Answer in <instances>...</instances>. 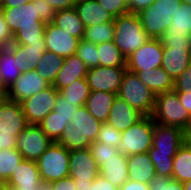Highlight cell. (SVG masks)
Segmentation results:
<instances>
[{"mask_svg": "<svg viewBox=\"0 0 191 190\" xmlns=\"http://www.w3.org/2000/svg\"><path fill=\"white\" fill-rule=\"evenodd\" d=\"M5 21L13 33V43L41 44L46 23L41 21L37 0L15 7H0Z\"/></svg>", "mask_w": 191, "mask_h": 190, "instance_id": "6da1fadb", "label": "cell"}, {"mask_svg": "<svg viewBox=\"0 0 191 190\" xmlns=\"http://www.w3.org/2000/svg\"><path fill=\"white\" fill-rule=\"evenodd\" d=\"M101 124L85 106H80L56 142L70 151L90 148L98 137Z\"/></svg>", "mask_w": 191, "mask_h": 190, "instance_id": "7a4b0ae2", "label": "cell"}, {"mask_svg": "<svg viewBox=\"0 0 191 190\" xmlns=\"http://www.w3.org/2000/svg\"><path fill=\"white\" fill-rule=\"evenodd\" d=\"M113 22V42L126 58L150 39L135 13L120 15Z\"/></svg>", "mask_w": 191, "mask_h": 190, "instance_id": "3957f363", "label": "cell"}, {"mask_svg": "<svg viewBox=\"0 0 191 190\" xmlns=\"http://www.w3.org/2000/svg\"><path fill=\"white\" fill-rule=\"evenodd\" d=\"M181 3L182 0H155L149 7L137 13L149 38H162Z\"/></svg>", "mask_w": 191, "mask_h": 190, "instance_id": "277c9868", "label": "cell"}, {"mask_svg": "<svg viewBox=\"0 0 191 190\" xmlns=\"http://www.w3.org/2000/svg\"><path fill=\"white\" fill-rule=\"evenodd\" d=\"M117 96L144 116H151L156 94L137 76L126 69Z\"/></svg>", "mask_w": 191, "mask_h": 190, "instance_id": "5b68a950", "label": "cell"}, {"mask_svg": "<svg viewBox=\"0 0 191 190\" xmlns=\"http://www.w3.org/2000/svg\"><path fill=\"white\" fill-rule=\"evenodd\" d=\"M190 114L181 104L177 92L173 89L156 95L151 118L155 123L175 126L184 131Z\"/></svg>", "mask_w": 191, "mask_h": 190, "instance_id": "8992f818", "label": "cell"}, {"mask_svg": "<svg viewBox=\"0 0 191 190\" xmlns=\"http://www.w3.org/2000/svg\"><path fill=\"white\" fill-rule=\"evenodd\" d=\"M154 125L151 116H143L134 125L122 131L119 152L126 156L147 153L152 146Z\"/></svg>", "mask_w": 191, "mask_h": 190, "instance_id": "52a82bcc", "label": "cell"}, {"mask_svg": "<svg viewBox=\"0 0 191 190\" xmlns=\"http://www.w3.org/2000/svg\"><path fill=\"white\" fill-rule=\"evenodd\" d=\"M70 150L52 142L36 161L41 179L51 183L69 176Z\"/></svg>", "mask_w": 191, "mask_h": 190, "instance_id": "ba28073f", "label": "cell"}, {"mask_svg": "<svg viewBox=\"0 0 191 190\" xmlns=\"http://www.w3.org/2000/svg\"><path fill=\"white\" fill-rule=\"evenodd\" d=\"M58 90L49 86L33 96L20 102L24 116L29 125H38L55 107Z\"/></svg>", "mask_w": 191, "mask_h": 190, "instance_id": "9c48e42d", "label": "cell"}, {"mask_svg": "<svg viewBox=\"0 0 191 190\" xmlns=\"http://www.w3.org/2000/svg\"><path fill=\"white\" fill-rule=\"evenodd\" d=\"M163 44L161 39H148L135 52L126 58V69L137 73L141 70L149 71L161 67Z\"/></svg>", "mask_w": 191, "mask_h": 190, "instance_id": "30bf717a", "label": "cell"}, {"mask_svg": "<svg viewBox=\"0 0 191 190\" xmlns=\"http://www.w3.org/2000/svg\"><path fill=\"white\" fill-rule=\"evenodd\" d=\"M52 142L38 125H28L17 135L16 149L23 159L37 161Z\"/></svg>", "mask_w": 191, "mask_h": 190, "instance_id": "8fae6325", "label": "cell"}, {"mask_svg": "<svg viewBox=\"0 0 191 190\" xmlns=\"http://www.w3.org/2000/svg\"><path fill=\"white\" fill-rule=\"evenodd\" d=\"M126 67L98 66L90 68L86 79L91 91H106L117 94Z\"/></svg>", "mask_w": 191, "mask_h": 190, "instance_id": "7c38bea8", "label": "cell"}, {"mask_svg": "<svg viewBox=\"0 0 191 190\" xmlns=\"http://www.w3.org/2000/svg\"><path fill=\"white\" fill-rule=\"evenodd\" d=\"M49 86L36 70H26L9 87L7 99L20 103Z\"/></svg>", "mask_w": 191, "mask_h": 190, "instance_id": "4fadbf2b", "label": "cell"}, {"mask_svg": "<svg viewBox=\"0 0 191 190\" xmlns=\"http://www.w3.org/2000/svg\"><path fill=\"white\" fill-rule=\"evenodd\" d=\"M46 51L55 52L64 58L76 54L79 38L63 31L53 23H47L44 31Z\"/></svg>", "mask_w": 191, "mask_h": 190, "instance_id": "5bb4252c", "label": "cell"}, {"mask_svg": "<svg viewBox=\"0 0 191 190\" xmlns=\"http://www.w3.org/2000/svg\"><path fill=\"white\" fill-rule=\"evenodd\" d=\"M42 183L37 162L23 159L4 185L10 190H38Z\"/></svg>", "mask_w": 191, "mask_h": 190, "instance_id": "9a60e30c", "label": "cell"}, {"mask_svg": "<svg viewBox=\"0 0 191 190\" xmlns=\"http://www.w3.org/2000/svg\"><path fill=\"white\" fill-rule=\"evenodd\" d=\"M99 175V166L89 148L70 151L69 176L79 181H94Z\"/></svg>", "mask_w": 191, "mask_h": 190, "instance_id": "2e32d148", "label": "cell"}, {"mask_svg": "<svg viewBox=\"0 0 191 190\" xmlns=\"http://www.w3.org/2000/svg\"><path fill=\"white\" fill-rule=\"evenodd\" d=\"M29 124L18 102L0 101V133L18 135Z\"/></svg>", "mask_w": 191, "mask_h": 190, "instance_id": "e0dca14e", "label": "cell"}, {"mask_svg": "<svg viewBox=\"0 0 191 190\" xmlns=\"http://www.w3.org/2000/svg\"><path fill=\"white\" fill-rule=\"evenodd\" d=\"M185 141L182 129L155 123L152 141L155 152L176 153Z\"/></svg>", "mask_w": 191, "mask_h": 190, "instance_id": "ac0fdd59", "label": "cell"}, {"mask_svg": "<svg viewBox=\"0 0 191 190\" xmlns=\"http://www.w3.org/2000/svg\"><path fill=\"white\" fill-rule=\"evenodd\" d=\"M191 62V47L163 46L161 67L173 78L177 79Z\"/></svg>", "mask_w": 191, "mask_h": 190, "instance_id": "d6986e66", "label": "cell"}, {"mask_svg": "<svg viewBox=\"0 0 191 190\" xmlns=\"http://www.w3.org/2000/svg\"><path fill=\"white\" fill-rule=\"evenodd\" d=\"M143 116L126 101L117 96L110 109L107 123L122 132L134 125Z\"/></svg>", "mask_w": 191, "mask_h": 190, "instance_id": "ffe728a7", "label": "cell"}, {"mask_svg": "<svg viewBox=\"0 0 191 190\" xmlns=\"http://www.w3.org/2000/svg\"><path fill=\"white\" fill-rule=\"evenodd\" d=\"M89 68L76 54L66 57L53 86L59 91L77 79L86 78Z\"/></svg>", "mask_w": 191, "mask_h": 190, "instance_id": "44dd1931", "label": "cell"}, {"mask_svg": "<svg viewBox=\"0 0 191 190\" xmlns=\"http://www.w3.org/2000/svg\"><path fill=\"white\" fill-rule=\"evenodd\" d=\"M128 179L150 184L156 176L149 153H137L127 156Z\"/></svg>", "mask_w": 191, "mask_h": 190, "instance_id": "7402d4cb", "label": "cell"}, {"mask_svg": "<svg viewBox=\"0 0 191 190\" xmlns=\"http://www.w3.org/2000/svg\"><path fill=\"white\" fill-rule=\"evenodd\" d=\"M99 174L119 189L128 180L127 156L120 152L103 161Z\"/></svg>", "mask_w": 191, "mask_h": 190, "instance_id": "603a6c76", "label": "cell"}, {"mask_svg": "<svg viewBox=\"0 0 191 190\" xmlns=\"http://www.w3.org/2000/svg\"><path fill=\"white\" fill-rule=\"evenodd\" d=\"M75 9L85 28L114 21V17L97 0L78 2L75 4Z\"/></svg>", "mask_w": 191, "mask_h": 190, "instance_id": "cb8c5ba5", "label": "cell"}, {"mask_svg": "<svg viewBox=\"0 0 191 190\" xmlns=\"http://www.w3.org/2000/svg\"><path fill=\"white\" fill-rule=\"evenodd\" d=\"M9 47L13 50L14 57H18L21 72L35 70L37 62L46 51L45 41H41V44L12 43Z\"/></svg>", "mask_w": 191, "mask_h": 190, "instance_id": "d4e9b609", "label": "cell"}, {"mask_svg": "<svg viewBox=\"0 0 191 190\" xmlns=\"http://www.w3.org/2000/svg\"><path fill=\"white\" fill-rule=\"evenodd\" d=\"M116 97L117 94L115 93L91 91L85 102V107L98 121L105 123Z\"/></svg>", "mask_w": 191, "mask_h": 190, "instance_id": "484cf974", "label": "cell"}, {"mask_svg": "<svg viewBox=\"0 0 191 190\" xmlns=\"http://www.w3.org/2000/svg\"><path fill=\"white\" fill-rule=\"evenodd\" d=\"M136 74L156 95L174 89L173 78L162 67L150 69L149 71L141 70Z\"/></svg>", "mask_w": 191, "mask_h": 190, "instance_id": "4316f807", "label": "cell"}, {"mask_svg": "<svg viewBox=\"0 0 191 190\" xmlns=\"http://www.w3.org/2000/svg\"><path fill=\"white\" fill-rule=\"evenodd\" d=\"M53 24L80 40L84 38L85 27L75 7L56 11Z\"/></svg>", "mask_w": 191, "mask_h": 190, "instance_id": "83f0119b", "label": "cell"}, {"mask_svg": "<svg viewBox=\"0 0 191 190\" xmlns=\"http://www.w3.org/2000/svg\"><path fill=\"white\" fill-rule=\"evenodd\" d=\"M171 177L181 183L191 180V142L185 141L173 157Z\"/></svg>", "mask_w": 191, "mask_h": 190, "instance_id": "f1b7e54d", "label": "cell"}, {"mask_svg": "<svg viewBox=\"0 0 191 190\" xmlns=\"http://www.w3.org/2000/svg\"><path fill=\"white\" fill-rule=\"evenodd\" d=\"M64 59L55 52L45 51L37 62L35 70L43 79L53 85L63 66Z\"/></svg>", "mask_w": 191, "mask_h": 190, "instance_id": "f546056e", "label": "cell"}, {"mask_svg": "<svg viewBox=\"0 0 191 190\" xmlns=\"http://www.w3.org/2000/svg\"><path fill=\"white\" fill-rule=\"evenodd\" d=\"M19 67L18 57H14L13 50L9 46L0 48V74L8 88L21 75Z\"/></svg>", "mask_w": 191, "mask_h": 190, "instance_id": "4dcf8cb0", "label": "cell"}, {"mask_svg": "<svg viewBox=\"0 0 191 190\" xmlns=\"http://www.w3.org/2000/svg\"><path fill=\"white\" fill-rule=\"evenodd\" d=\"M164 35H191V5H179Z\"/></svg>", "mask_w": 191, "mask_h": 190, "instance_id": "1f68e13d", "label": "cell"}, {"mask_svg": "<svg viewBox=\"0 0 191 190\" xmlns=\"http://www.w3.org/2000/svg\"><path fill=\"white\" fill-rule=\"evenodd\" d=\"M99 66L126 67V57L112 41L97 44Z\"/></svg>", "mask_w": 191, "mask_h": 190, "instance_id": "d6a6232c", "label": "cell"}, {"mask_svg": "<svg viewBox=\"0 0 191 190\" xmlns=\"http://www.w3.org/2000/svg\"><path fill=\"white\" fill-rule=\"evenodd\" d=\"M90 92L91 90L86 78L77 79L70 85L59 90V93L64 96L66 100L74 102L76 106H85Z\"/></svg>", "mask_w": 191, "mask_h": 190, "instance_id": "836d02e7", "label": "cell"}, {"mask_svg": "<svg viewBox=\"0 0 191 190\" xmlns=\"http://www.w3.org/2000/svg\"><path fill=\"white\" fill-rule=\"evenodd\" d=\"M23 160V156L16 149H4L0 152V182L4 184Z\"/></svg>", "mask_w": 191, "mask_h": 190, "instance_id": "e575fe53", "label": "cell"}, {"mask_svg": "<svg viewBox=\"0 0 191 190\" xmlns=\"http://www.w3.org/2000/svg\"><path fill=\"white\" fill-rule=\"evenodd\" d=\"M67 125V120L56 115L55 111H51L47 114L46 117L38 124L42 131L53 142H56L59 139Z\"/></svg>", "mask_w": 191, "mask_h": 190, "instance_id": "d590c367", "label": "cell"}, {"mask_svg": "<svg viewBox=\"0 0 191 190\" xmlns=\"http://www.w3.org/2000/svg\"><path fill=\"white\" fill-rule=\"evenodd\" d=\"M114 35V22H105L85 28L84 40L93 44L112 41Z\"/></svg>", "mask_w": 191, "mask_h": 190, "instance_id": "8d00e7d4", "label": "cell"}, {"mask_svg": "<svg viewBox=\"0 0 191 190\" xmlns=\"http://www.w3.org/2000/svg\"><path fill=\"white\" fill-rule=\"evenodd\" d=\"M157 176L171 177L173 172V157L176 153L155 152V147L148 150Z\"/></svg>", "mask_w": 191, "mask_h": 190, "instance_id": "74e56055", "label": "cell"}, {"mask_svg": "<svg viewBox=\"0 0 191 190\" xmlns=\"http://www.w3.org/2000/svg\"><path fill=\"white\" fill-rule=\"evenodd\" d=\"M76 55L80 57L89 69L99 66L98 49L96 44L84 39L80 40Z\"/></svg>", "mask_w": 191, "mask_h": 190, "instance_id": "f35d334b", "label": "cell"}, {"mask_svg": "<svg viewBox=\"0 0 191 190\" xmlns=\"http://www.w3.org/2000/svg\"><path fill=\"white\" fill-rule=\"evenodd\" d=\"M122 132L105 122L100 126V131L96 141L102 142L107 146L118 147L121 141Z\"/></svg>", "mask_w": 191, "mask_h": 190, "instance_id": "ab89813d", "label": "cell"}, {"mask_svg": "<svg viewBox=\"0 0 191 190\" xmlns=\"http://www.w3.org/2000/svg\"><path fill=\"white\" fill-rule=\"evenodd\" d=\"M89 149L91 150L98 166L103 165V161H106L109 158H112L114 155L120 153L118 147L107 146L106 144L99 141H94L90 145Z\"/></svg>", "mask_w": 191, "mask_h": 190, "instance_id": "60d3db41", "label": "cell"}, {"mask_svg": "<svg viewBox=\"0 0 191 190\" xmlns=\"http://www.w3.org/2000/svg\"><path fill=\"white\" fill-rule=\"evenodd\" d=\"M78 107L80 106H76L74 105V102L66 100L65 97L58 92L53 111L56 112V115L67 120L68 123H71L73 114L76 112Z\"/></svg>", "mask_w": 191, "mask_h": 190, "instance_id": "b9f144b4", "label": "cell"}, {"mask_svg": "<svg viewBox=\"0 0 191 190\" xmlns=\"http://www.w3.org/2000/svg\"><path fill=\"white\" fill-rule=\"evenodd\" d=\"M150 190H184L183 183L172 177L155 176L150 183Z\"/></svg>", "mask_w": 191, "mask_h": 190, "instance_id": "7bdbcfd3", "label": "cell"}, {"mask_svg": "<svg viewBox=\"0 0 191 190\" xmlns=\"http://www.w3.org/2000/svg\"><path fill=\"white\" fill-rule=\"evenodd\" d=\"M114 18L129 13L128 0H97Z\"/></svg>", "mask_w": 191, "mask_h": 190, "instance_id": "ee69618b", "label": "cell"}, {"mask_svg": "<svg viewBox=\"0 0 191 190\" xmlns=\"http://www.w3.org/2000/svg\"><path fill=\"white\" fill-rule=\"evenodd\" d=\"M164 47H191V35H163L161 38Z\"/></svg>", "mask_w": 191, "mask_h": 190, "instance_id": "f6af8a7d", "label": "cell"}, {"mask_svg": "<svg viewBox=\"0 0 191 190\" xmlns=\"http://www.w3.org/2000/svg\"><path fill=\"white\" fill-rule=\"evenodd\" d=\"M174 90L176 92H191V62L182 74L174 80Z\"/></svg>", "mask_w": 191, "mask_h": 190, "instance_id": "bcb514c9", "label": "cell"}, {"mask_svg": "<svg viewBox=\"0 0 191 190\" xmlns=\"http://www.w3.org/2000/svg\"><path fill=\"white\" fill-rule=\"evenodd\" d=\"M37 9L41 21L46 24L53 23L56 11L52 6H50L49 2H47L46 0H37Z\"/></svg>", "mask_w": 191, "mask_h": 190, "instance_id": "7dc6e473", "label": "cell"}, {"mask_svg": "<svg viewBox=\"0 0 191 190\" xmlns=\"http://www.w3.org/2000/svg\"><path fill=\"white\" fill-rule=\"evenodd\" d=\"M13 43V33L7 25L0 10V48L8 47Z\"/></svg>", "mask_w": 191, "mask_h": 190, "instance_id": "c3c4849f", "label": "cell"}, {"mask_svg": "<svg viewBox=\"0 0 191 190\" xmlns=\"http://www.w3.org/2000/svg\"><path fill=\"white\" fill-rule=\"evenodd\" d=\"M52 190H76L74 179L71 176L51 182Z\"/></svg>", "mask_w": 191, "mask_h": 190, "instance_id": "681fc988", "label": "cell"}, {"mask_svg": "<svg viewBox=\"0 0 191 190\" xmlns=\"http://www.w3.org/2000/svg\"><path fill=\"white\" fill-rule=\"evenodd\" d=\"M90 190H118V188L111 184L106 178L99 175L92 181Z\"/></svg>", "mask_w": 191, "mask_h": 190, "instance_id": "f907efd6", "label": "cell"}, {"mask_svg": "<svg viewBox=\"0 0 191 190\" xmlns=\"http://www.w3.org/2000/svg\"><path fill=\"white\" fill-rule=\"evenodd\" d=\"M155 0H128L129 13H139L149 7Z\"/></svg>", "mask_w": 191, "mask_h": 190, "instance_id": "816d5d0a", "label": "cell"}, {"mask_svg": "<svg viewBox=\"0 0 191 190\" xmlns=\"http://www.w3.org/2000/svg\"><path fill=\"white\" fill-rule=\"evenodd\" d=\"M17 146V135L0 133V148L13 149Z\"/></svg>", "mask_w": 191, "mask_h": 190, "instance_id": "f5cc1de1", "label": "cell"}, {"mask_svg": "<svg viewBox=\"0 0 191 190\" xmlns=\"http://www.w3.org/2000/svg\"><path fill=\"white\" fill-rule=\"evenodd\" d=\"M118 190H150V184L128 179Z\"/></svg>", "mask_w": 191, "mask_h": 190, "instance_id": "db71d44e", "label": "cell"}, {"mask_svg": "<svg viewBox=\"0 0 191 190\" xmlns=\"http://www.w3.org/2000/svg\"><path fill=\"white\" fill-rule=\"evenodd\" d=\"M46 1L50 3V6H52L55 11L75 7L74 0H46Z\"/></svg>", "mask_w": 191, "mask_h": 190, "instance_id": "11a10c76", "label": "cell"}, {"mask_svg": "<svg viewBox=\"0 0 191 190\" xmlns=\"http://www.w3.org/2000/svg\"><path fill=\"white\" fill-rule=\"evenodd\" d=\"M181 104L188 110L191 114V92H177Z\"/></svg>", "mask_w": 191, "mask_h": 190, "instance_id": "9f6ffc18", "label": "cell"}, {"mask_svg": "<svg viewBox=\"0 0 191 190\" xmlns=\"http://www.w3.org/2000/svg\"><path fill=\"white\" fill-rule=\"evenodd\" d=\"M31 0H3L0 7H15L20 6L22 4L28 3Z\"/></svg>", "mask_w": 191, "mask_h": 190, "instance_id": "6f0895ef", "label": "cell"}, {"mask_svg": "<svg viewBox=\"0 0 191 190\" xmlns=\"http://www.w3.org/2000/svg\"><path fill=\"white\" fill-rule=\"evenodd\" d=\"M9 88L4 82L3 76L0 74V101L8 98Z\"/></svg>", "mask_w": 191, "mask_h": 190, "instance_id": "680465c9", "label": "cell"}, {"mask_svg": "<svg viewBox=\"0 0 191 190\" xmlns=\"http://www.w3.org/2000/svg\"><path fill=\"white\" fill-rule=\"evenodd\" d=\"M76 190H90L92 181H79V179H74Z\"/></svg>", "mask_w": 191, "mask_h": 190, "instance_id": "91938a15", "label": "cell"}, {"mask_svg": "<svg viewBox=\"0 0 191 190\" xmlns=\"http://www.w3.org/2000/svg\"><path fill=\"white\" fill-rule=\"evenodd\" d=\"M184 137L186 141H191V114L187 126L184 129Z\"/></svg>", "mask_w": 191, "mask_h": 190, "instance_id": "94428289", "label": "cell"}, {"mask_svg": "<svg viewBox=\"0 0 191 190\" xmlns=\"http://www.w3.org/2000/svg\"><path fill=\"white\" fill-rule=\"evenodd\" d=\"M38 190H52L50 183L43 182L39 187Z\"/></svg>", "mask_w": 191, "mask_h": 190, "instance_id": "6125c7cd", "label": "cell"}, {"mask_svg": "<svg viewBox=\"0 0 191 190\" xmlns=\"http://www.w3.org/2000/svg\"><path fill=\"white\" fill-rule=\"evenodd\" d=\"M184 190H191V180L183 183Z\"/></svg>", "mask_w": 191, "mask_h": 190, "instance_id": "be15d7a7", "label": "cell"}, {"mask_svg": "<svg viewBox=\"0 0 191 190\" xmlns=\"http://www.w3.org/2000/svg\"><path fill=\"white\" fill-rule=\"evenodd\" d=\"M0 190H10L6 185L2 184Z\"/></svg>", "mask_w": 191, "mask_h": 190, "instance_id": "e7e4bbea", "label": "cell"}, {"mask_svg": "<svg viewBox=\"0 0 191 190\" xmlns=\"http://www.w3.org/2000/svg\"><path fill=\"white\" fill-rule=\"evenodd\" d=\"M182 2L191 5V0H182Z\"/></svg>", "mask_w": 191, "mask_h": 190, "instance_id": "03108f58", "label": "cell"}, {"mask_svg": "<svg viewBox=\"0 0 191 190\" xmlns=\"http://www.w3.org/2000/svg\"><path fill=\"white\" fill-rule=\"evenodd\" d=\"M81 1H86V0H74V3H78V2H81Z\"/></svg>", "mask_w": 191, "mask_h": 190, "instance_id": "003e7915", "label": "cell"}]
</instances>
